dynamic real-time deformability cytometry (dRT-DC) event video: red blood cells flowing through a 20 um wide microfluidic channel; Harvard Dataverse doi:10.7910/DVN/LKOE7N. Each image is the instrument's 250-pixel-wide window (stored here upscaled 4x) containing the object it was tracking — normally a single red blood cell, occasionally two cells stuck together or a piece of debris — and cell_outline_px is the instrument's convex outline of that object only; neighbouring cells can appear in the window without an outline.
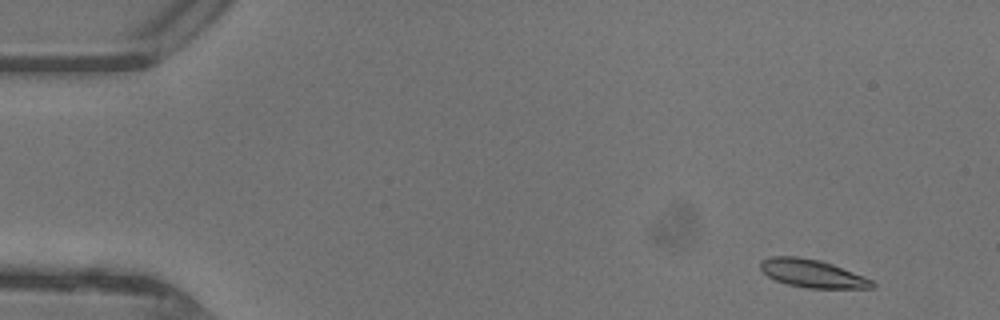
{"species": "common noctule bat (a hibernating species)", "species_latin": "Nyctalus noctula", "temperature_condition": "warm", "stored_images_in_passage": 46, "camera_frame_rate_fps": 3000, "um_per_image_px": 0.085, "animal": {"sex": "female"}, "frame": {"image": 1, "passage_image": 3, "time_ms": 0.667, "image_size_px": [1000, 320], "cell_outline_px": [[876, 284], [872, 288], [808, 288], [788, 284], [776, 280], [768, 276], [760, 268], [760, 260], [772, 256], [796, 256], [820, 260], [832, 264], [864, 276], [872, 280]], "centroid_in_image_um": [69.04, 23.24], "position_along_channel_um": 16.0, "area_um2": 18.15}}
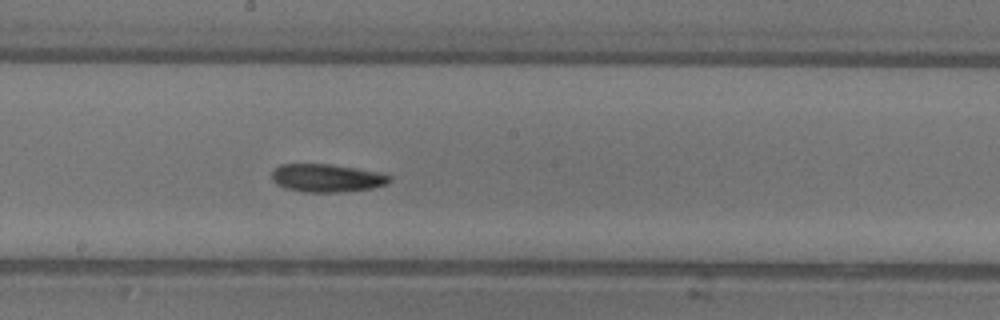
{"frame": {"image": 2, "passage_image": 25, "time_ms": 8.0, "image_size_px": [1000, 320], "cell_outline_px": [[392, 180], [388, 184], [372, 188], [340, 192], [308, 192], [284, 188], [276, 184], [272, 180], [272, 172], [280, 164], [332, 164], [380, 172], [392, 176]], "centroid_in_image_um": [27.81, 15.13], "position_along_channel_um": 220.4, "area_um2": 19.36}}
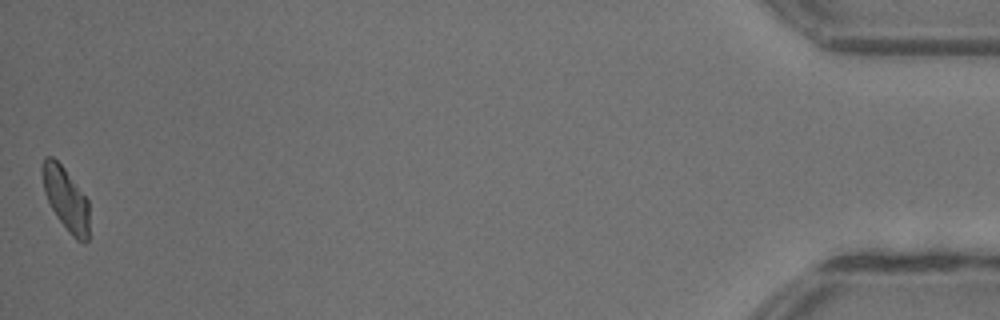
{"frame": {"image": 3, "passage_image": 46, "time_ms": 15.0, "image_size_px": [1000, 320], "cell_outline_px": [[88, 240], [84, 244], [76, 240], [68, 232], [56, 216], [44, 192], [44, 156], [52, 156], [64, 168], [88, 200]], "centroid_in_image_um": [5.63, 16.97], "position_along_channel_um": 429.6, "area_um2": 16.76}, "authors_computed_cell_mechanics": {"area_um2": 18.4382, "velocity_mm_per_s": 4.4045, "shape_relaxation_time_tau1_ms": 2.836, "shape_relaxation_time_tau2_ms": null, "deformation_change_tau1": 0.1089, "deformation_change_tau2": null}}